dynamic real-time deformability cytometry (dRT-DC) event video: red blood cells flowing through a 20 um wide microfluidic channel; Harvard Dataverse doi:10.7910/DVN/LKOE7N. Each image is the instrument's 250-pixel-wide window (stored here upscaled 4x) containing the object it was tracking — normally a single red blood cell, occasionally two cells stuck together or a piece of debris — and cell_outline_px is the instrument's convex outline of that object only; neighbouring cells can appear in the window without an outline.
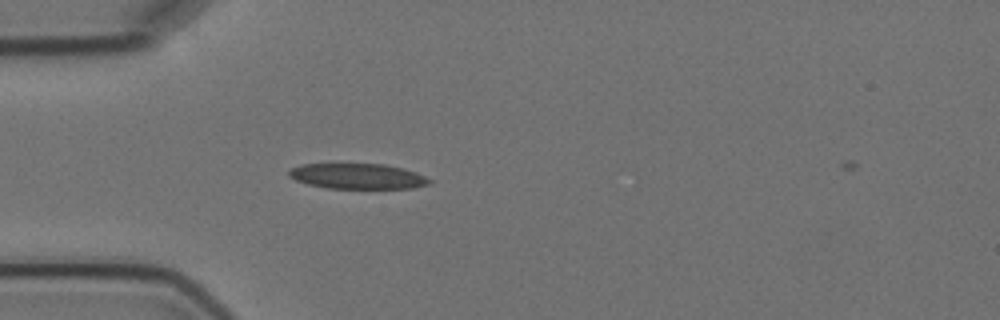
{"species": "Egyptian fruit bat (a non-hibernating species)", "species_latin": "Rousettus aegyptiacus", "temperature_condition": "cold", "stored_images_in_passage": 2, "camera_frame_rate_fps": 3000, "um_per_image_px": 0.085, "animal": {"sex": "female"}, "frame": {"image": 1, "passage_image": 1, "time_ms": 0.0, "image_size_px": [1000, 320], "cell_outline_px": [[432, 184], [412, 188], [328, 188], [308, 184], [296, 180], [288, 176], [288, 168], [300, 164], [384, 164], [404, 168], [416, 172], [432, 180]], "centroid_in_image_um": [30.39, 14.97], "position_along_channel_um": 54.6, "area_um2": 20.92}}